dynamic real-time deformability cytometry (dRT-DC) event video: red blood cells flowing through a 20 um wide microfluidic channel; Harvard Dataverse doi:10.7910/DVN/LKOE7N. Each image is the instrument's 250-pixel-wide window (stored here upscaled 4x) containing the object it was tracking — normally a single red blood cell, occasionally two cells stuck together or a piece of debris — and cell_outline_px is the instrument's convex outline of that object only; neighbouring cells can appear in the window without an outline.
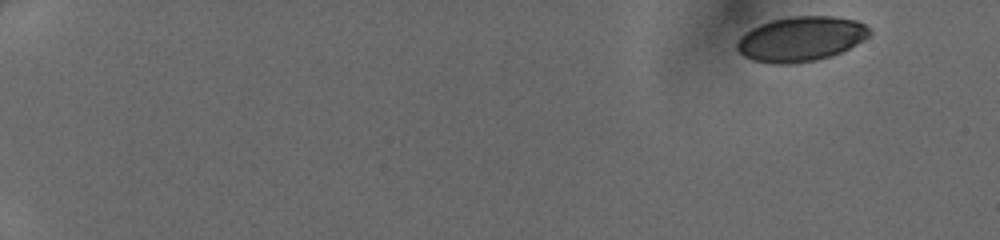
{"species": "human", "species_latin": "Homo sapiens", "temperature_condition": "cold", "stored_images_in_passage": 46, "camera_frame_rate_fps": 3000, "um_per_image_px": 0.085, "donor": {"sex": "female"}, "frame": {"image": 1, "passage_image": 1, "time_ms": 0.0, "image_size_px": [1000, 240], "cell_outline_px": [[872, 32], [864, 40], [832, 56], [816, 60], [788, 64], [776, 64], [752, 60], [744, 56], [736, 48], [736, 40], [744, 32], [760, 24], [772, 20], [788, 16], [832, 16], [856, 20], [864, 24]], "centroid_in_image_um": [68.05, 3.3], "position_along_channel_um": 16.9, "area_um2": 34.68}}
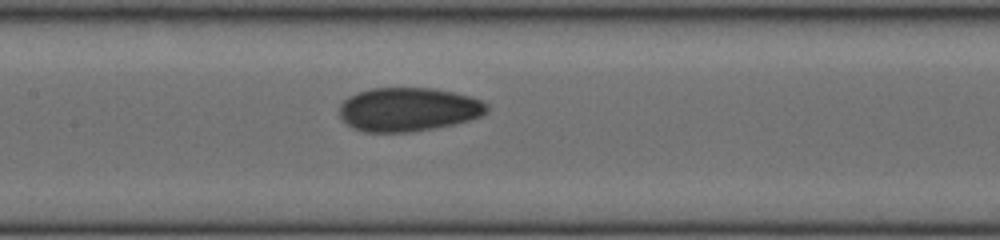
{"frame": {"image": 2, "passage_image": 24, "time_ms": 7.667, "image_size_px": [1000, 240], "cell_outline_px": [[488, 112], [480, 116], [468, 120], [452, 124], [412, 132], [364, 132], [348, 124], [340, 116], [340, 104], [348, 96], [356, 92], [372, 88], [432, 88], [456, 92], [472, 96], [484, 100], [488, 104]], "centroid_in_image_um": [34.74, 9.28], "position_along_channel_um": 172.7, "area_um2": 37.74}}
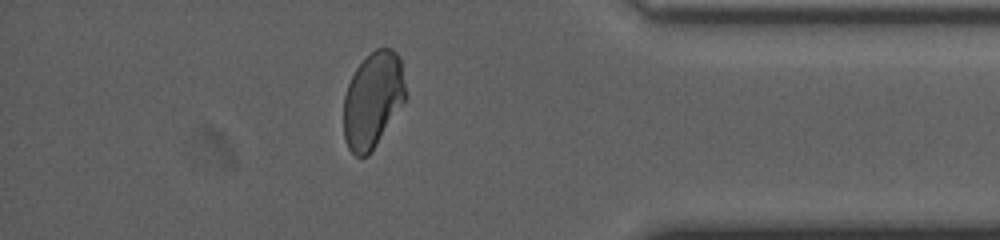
{"frame": {"image": 3, "passage_image": 41, "time_ms": 13.333, "image_size_px": [1000, 240], "cell_outline_px": [[408, 96], [368, 156], [356, 156], [348, 148], [344, 136], [344, 96], [348, 84], [356, 68], [376, 48], [392, 48], [400, 56]], "centroid_in_image_um": [31.71, 8.47], "position_along_channel_um": 403.5, "area_um2": 34.51}}